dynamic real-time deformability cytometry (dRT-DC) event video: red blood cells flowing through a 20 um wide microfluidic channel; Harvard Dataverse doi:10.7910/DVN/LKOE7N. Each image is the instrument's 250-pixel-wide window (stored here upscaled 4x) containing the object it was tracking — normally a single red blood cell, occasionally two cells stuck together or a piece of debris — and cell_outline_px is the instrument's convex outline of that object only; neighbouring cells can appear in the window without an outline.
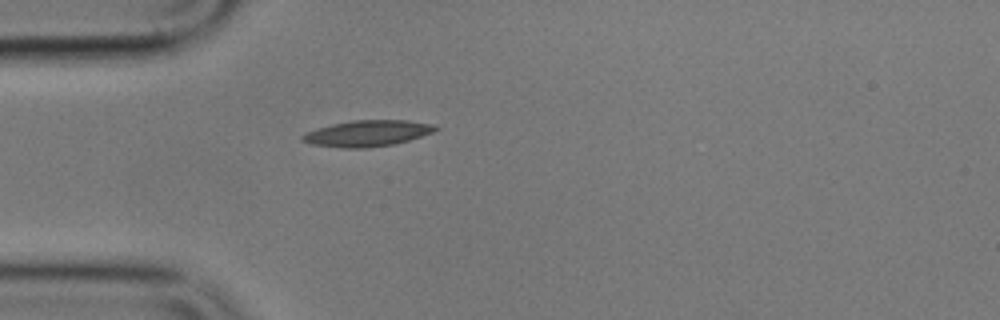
{"species": "common noctule bat (a hibernating species)", "species_latin": "Nyctalus noctula", "temperature_condition": "cold", "stored_images_in_passage": 42, "camera_frame_rate_fps": 3000, "um_per_image_px": 0.085, "animal": {"sex": "male", "body_mass_g": 17.9}, "frame": {"image": 1, "passage_image": 1, "time_ms": 0.0, "image_size_px": [1000, 320], "cell_outline_px": [[440, 128], [432, 132], [408, 140], [392, 144], [364, 148], [340, 148], [312, 144], [300, 140], [300, 136], [316, 128], [332, 124], [352, 120], [408, 120], [436, 124]], "centroid_in_image_um": [31.22, 11.32], "position_along_channel_um": 53.8, "area_um2": 20.23}}
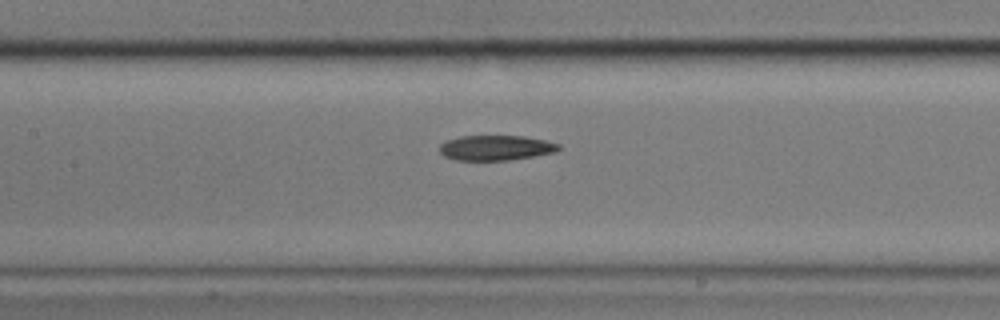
{"frame": {"image": 2, "passage_image": 11, "time_ms": 3.333, "image_size_px": [1000, 320], "cell_outline_px": [[560, 148], [556, 152], [508, 160], [456, 160], [444, 156], [440, 152], [440, 144], [444, 140], [460, 136], [524, 136], [544, 140], [560, 144]], "centroid_in_image_um": [42.11, 12.56], "position_along_channel_um": 165.3, "area_um2": 17.4}}
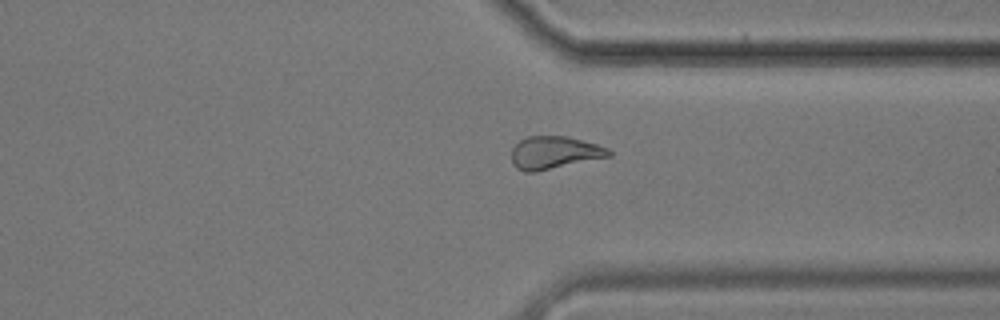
{"frame": {"image": 3, "passage_image": 28, "time_ms": 9.0, "image_size_px": [1000, 320], "cell_outline_px": [[612, 156], [536, 172], [524, 172], [516, 168], [512, 164], [512, 148], [520, 140], [528, 136], [568, 136], [596, 144], [608, 148], [612, 152]], "centroid_in_image_um": [47.12, 12.98], "position_along_channel_um": 364.3, "area_um2": 18.67}, "authors_computed_cell_mechanics": {"area_um2": 19.1896, "velocity_mm_per_s": 3.5169, "shape_relaxation_time_tau1_ms": null, "shape_relaxation_time_tau2_ms": 6.5283, "deformation_change_tau1": null, "deformation_change_tau2": 0.1506}}